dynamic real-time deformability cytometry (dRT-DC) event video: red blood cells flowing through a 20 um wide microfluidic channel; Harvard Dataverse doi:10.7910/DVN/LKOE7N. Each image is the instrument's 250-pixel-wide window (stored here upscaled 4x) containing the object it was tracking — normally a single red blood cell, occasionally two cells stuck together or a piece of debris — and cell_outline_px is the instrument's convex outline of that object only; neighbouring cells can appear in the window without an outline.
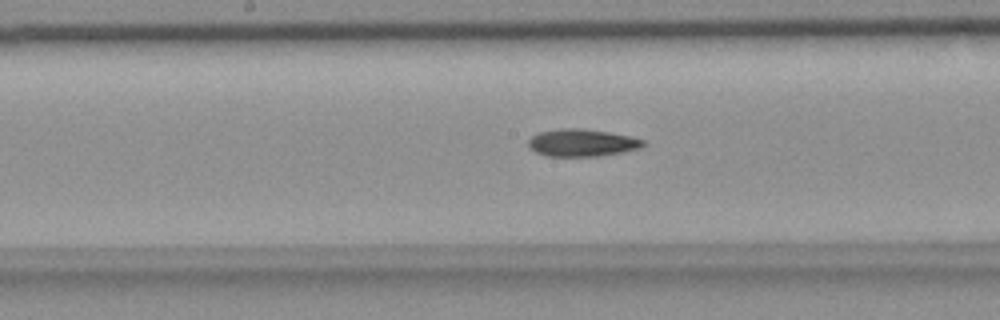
{"species": "common noctule bat (a hibernating species)", "species_latin": "Nyctalus noctula", "temperature_condition": "room temperature", "stored_images_in_passage": 43, "camera_frame_rate_fps": 3000, "um_per_image_px": 0.085, "animal": {"sex": "female", "body_mass_g": 18.4}, "frame": {"image": 1, "passage_image": 27, "time_ms": 8.667, "image_size_px": [1000, 320], "cell_outline_px": [[644, 144], [640, 148], [620, 152], [596, 156], [548, 156], [536, 152], [528, 148], [528, 140], [532, 136], [540, 132], [560, 128], [584, 128], [632, 136], [644, 140]], "centroid_in_image_um": [49.44, 12.12], "position_along_channel_um": 198.8, "area_um2": 18.26}}
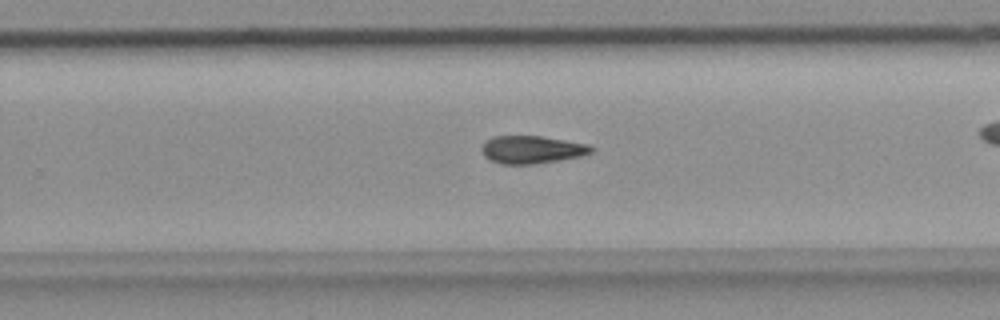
{"frame": {"image": 2, "passage_image": 34, "time_ms": 11.0, "image_size_px": [1000, 320], "cell_outline_px": [[596, 148], [592, 152], [580, 156], [560, 160], [532, 164], [500, 164], [488, 160], [484, 156], [480, 148], [484, 140], [492, 136], [540, 136], [588, 144]], "centroid_in_image_um": [45.15, 12.72], "position_along_channel_um": 284.6, "area_um2": 17.92}}
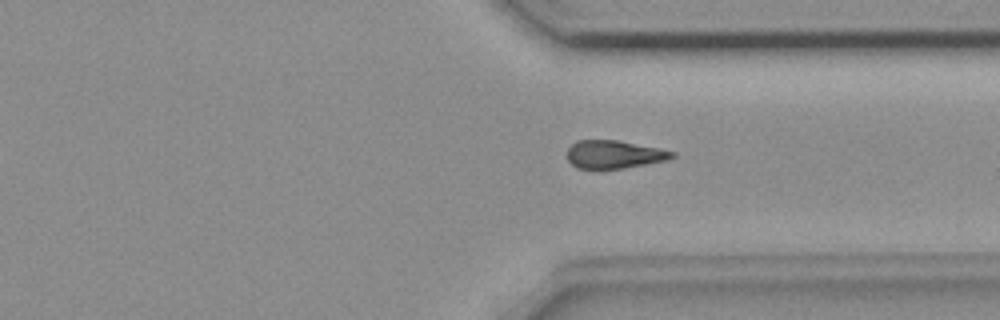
{"frame": {"image": 3, "passage_image": 40, "time_ms": 13.0, "image_size_px": [1000, 320], "cell_outline_px": [[676, 156], [668, 160], [624, 168], [576, 168], [568, 160], [568, 148], [576, 140], [620, 140], [660, 148], [676, 152]], "centroid_in_image_um": [52.24, 13.11], "position_along_channel_um": 359.2, "area_um2": 17.22}}